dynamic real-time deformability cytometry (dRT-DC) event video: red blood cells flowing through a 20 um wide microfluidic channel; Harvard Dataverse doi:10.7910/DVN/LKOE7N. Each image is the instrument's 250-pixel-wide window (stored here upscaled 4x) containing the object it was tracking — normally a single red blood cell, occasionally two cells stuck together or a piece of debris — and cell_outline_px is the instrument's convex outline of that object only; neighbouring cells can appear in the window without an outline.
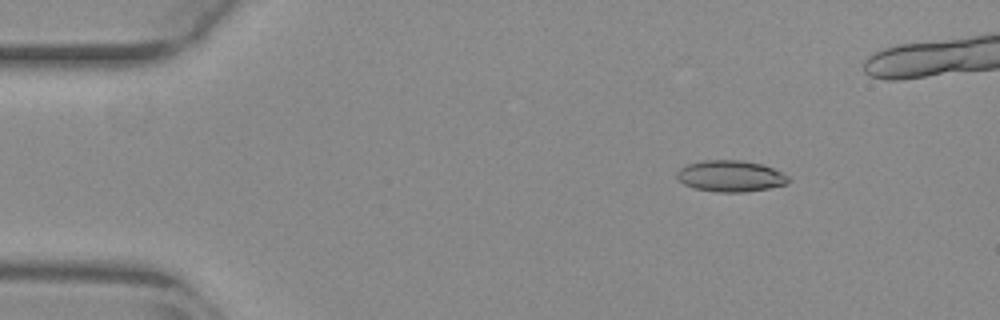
{"species": "common noctule bat (a hibernating species)", "species_latin": "Nyctalus noctula", "temperature_condition": "warm", "stored_images_in_passage": 42, "camera_frame_rate_fps": 3000, "um_per_image_px": 0.085, "animal": {"sex": "female", "body_mass_g": 29.2, "forearm_length_mm": 56.3}, "frame": {"image": 1, "passage_image": 1, "time_ms": 0.0, "image_size_px": [1000, 320], "cell_outline_px": [[792, 180], [788, 184], [768, 188], [744, 192], [720, 192], [696, 188], [684, 184], [676, 176], [676, 172], [680, 168], [688, 164], [700, 160], [744, 160], [764, 164], [788, 176]], "centroid_in_image_um": [62.12, 14.95], "position_along_channel_um": 22.9, "area_um2": 20.4}}
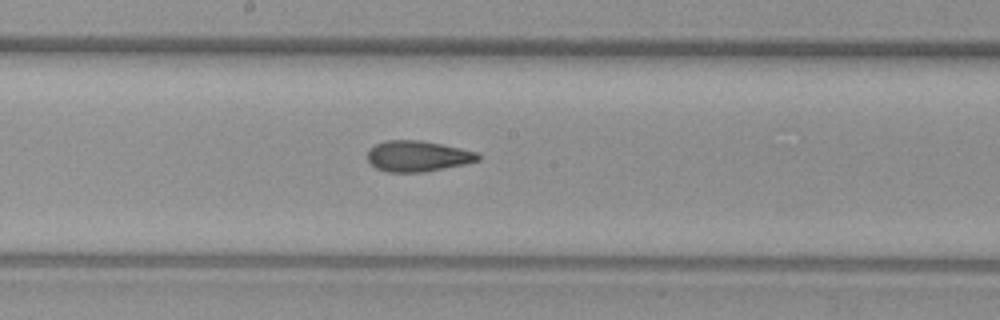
{"frame": {"image": 2, "passage_image": 22, "time_ms": 7.0, "image_size_px": [1000, 320], "cell_outline_px": [[480, 160], [464, 164], [424, 172], [388, 172], [376, 168], [368, 160], [368, 148], [384, 140], [420, 140], [480, 152]], "centroid_in_image_um": [35.5, 13.27], "position_along_channel_um": 212.7, "area_um2": 19.88}}
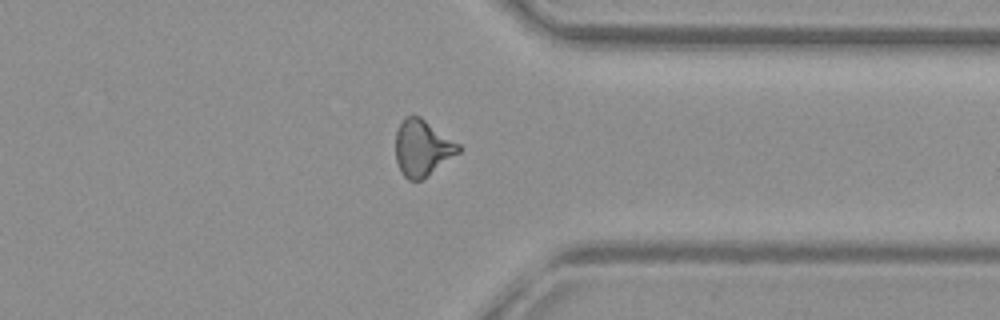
{"frame": {"image": 3, "passage_image": 35, "time_ms": 11.333, "image_size_px": [1000, 320], "cell_outline_px": [[460, 152], [420, 180], [408, 180], [400, 172], [396, 160], [396, 132], [404, 116], [420, 116], [460, 144]], "centroid_in_image_um": [35.88, 12.56], "position_along_channel_um": 375.5, "area_um2": 20.4}, "authors_computed_cell_mechanics": {"area_um2": 20.0855, "velocity_mm_per_s": 3.8595, "shape_relaxation_time_tau1_ms": null, "shape_relaxation_time_tau2_ms": 2.3563, "deformation_change_tau1": null, "deformation_change_tau2": 0.0963}}